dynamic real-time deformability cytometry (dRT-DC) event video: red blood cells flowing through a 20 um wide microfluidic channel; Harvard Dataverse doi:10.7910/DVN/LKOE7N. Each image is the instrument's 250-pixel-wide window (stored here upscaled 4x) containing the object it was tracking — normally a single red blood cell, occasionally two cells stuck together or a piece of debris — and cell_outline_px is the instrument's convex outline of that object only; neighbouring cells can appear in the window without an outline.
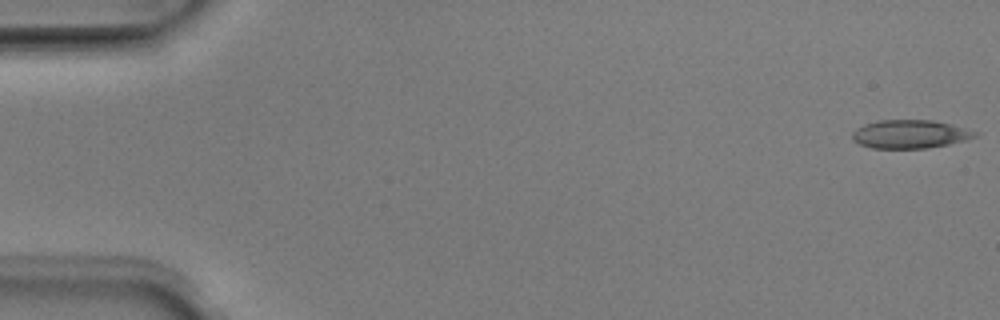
{"species": "Egyptian fruit bat (a non-hibernating species)", "species_latin": "Rousettus aegyptiacus", "temperature_condition": "room temperature", "stored_images_in_passage": 50, "camera_frame_rate_fps": 3000, "um_per_image_px": 0.085, "animal": {"sex": "male"}, "frame": {"image": 1, "passage_image": 1, "time_ms": 0.0, "image_size_px": [1000, 320], "cell_outline_px": [[980, 132], [976, 136], [964, 140], [948, 144], [924, 148], [872, 148], [860, 144], [852, 140], [852, 132], [856, 128], [864, 124], [876, 120], [932, 120], [952, 124]], "centroid_in_image_um": [77.33, 11.39], "position_along_channel_um": 7.7, "area_um2": 20.35}}
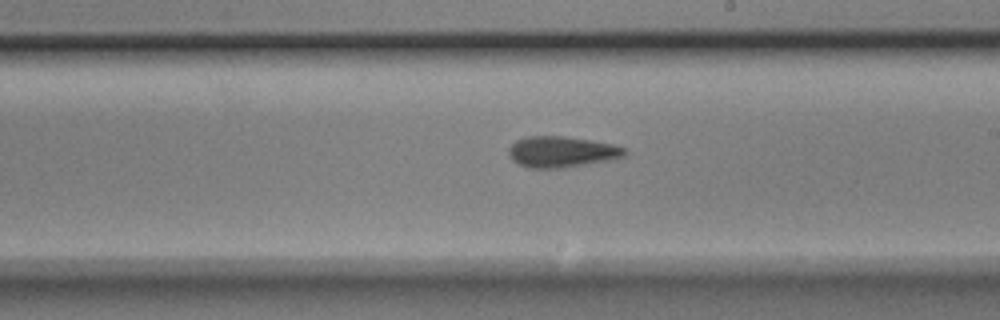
{"frame": {"image": 2, "passage_image": 29, "time_ms": 9.333, "image_size_px": [1000, 320], "cell_outline_px": [[628, 152], [624, 156], [608, 160], [564, 168], [528, 168], [512, 160], [508, 152], [508, 148], [516, 140], [524, 136], [564, 136], [592, 140], [612, 144], [624, 148]], "centroid_in_image_um": [47.71, 12.9], "position_along_channel_um": 241.3, "area_um2": 20.98}}
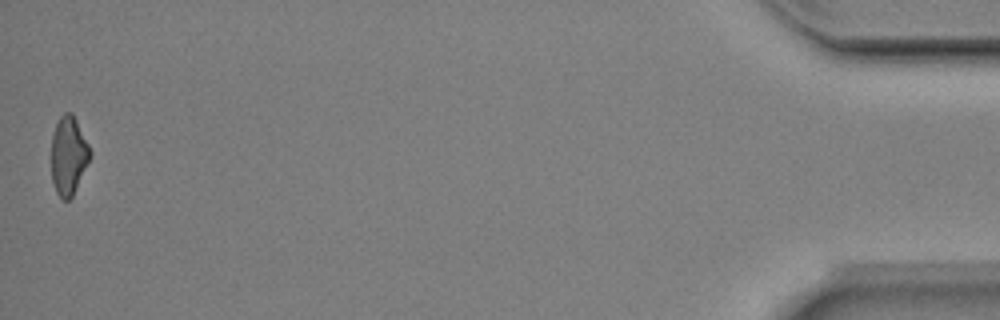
{"frame": {"image": 3, "passage_image": 50, "time_ms": 16.333, "image_size_px": [1000, 320], "cell_outline_px": [[92, 156], [72, 196], [68, 200], [64, 200], [56, 192], [52, 180], [52, 136], [56, 124], [60, 116], [64, 112], [72, 112], [92, 152]], "centroid_in_image_um": [5.84, 13.21], "position_along_channel_um": 429.4, "area_um2": 17.57}, "authors_computed_cell_mechanics": {"area_um2": 20.1722, "velocity_mm_per_s": 4.0216, "shape_relaxation_time_tau1_ms": 3.7163, "shape_relaxation_time_tau2_ms": 3.2768, "deformation_change_tau1": 0.1448, "deformation_change_tau2": 0.1297}}